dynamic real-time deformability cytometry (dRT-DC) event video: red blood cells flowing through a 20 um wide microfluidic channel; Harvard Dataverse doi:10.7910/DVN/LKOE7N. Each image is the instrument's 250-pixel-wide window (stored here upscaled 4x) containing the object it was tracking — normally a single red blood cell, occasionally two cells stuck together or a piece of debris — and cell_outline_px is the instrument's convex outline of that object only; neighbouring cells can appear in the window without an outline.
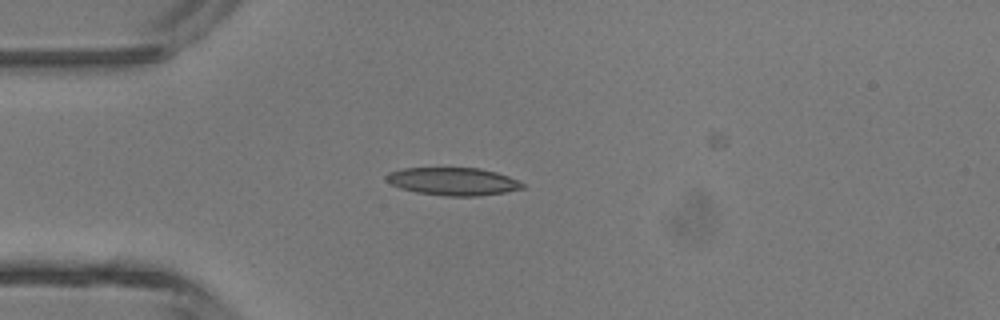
{"species": "common noctule bat (a hibernating species)", "species_latin": "Nyctalus noctula", "temperature_condition": "room temperature", "stored_images_in_passage": 5, "camera_frame_rate_fps": 3000, "um_per_image_px": 0.085, "animal": {"sex": "male", "body_mass_g": 13.3}, "frame": {"image": 1, "passage_image": 4, "time_ms": 3.333, "image_size_px": [1000, 320], "cell_outline_px": [[524, 188], [504, 192], [476, 196], [448, 196], [416, 192], [400, 188], [384, 180], [384, 176], [388, 172], [404, 168], [480, 168], [496, 172], [508, 176], [524, 184]], "centroid_in_image_um": [38.47, 15.41], "position_along_channel_um": 46.5, "area_um2": 21.96}}